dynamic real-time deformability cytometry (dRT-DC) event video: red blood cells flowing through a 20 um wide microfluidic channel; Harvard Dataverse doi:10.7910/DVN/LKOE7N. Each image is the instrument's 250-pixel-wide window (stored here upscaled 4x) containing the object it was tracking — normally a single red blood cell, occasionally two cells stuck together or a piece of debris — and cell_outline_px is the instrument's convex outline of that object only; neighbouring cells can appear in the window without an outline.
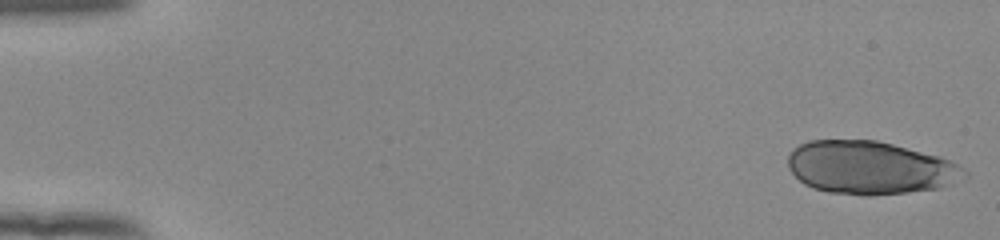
{"species": "human", "species_latin": "Homo sapiens", "temperature_condition": "room temperature", "stored_images_in_passage": 52, "camera_frame_rate_fps": 3000, "um_per_image_px": 0.085, "donor": {"sex": "female"}, "frame": {"image": 1, "passage_image": 1, "time_ms": 0.0, "image_size_px": [1000, 240], "cell_outline_px": [[968, 176], [952, 184], [940, 188], [908, 192], [868, 196], [864, 196], [828, 192], [812, 188], [804, 184], [788, 168], [788, 152], [792, 148], [808, 140], [876, 140], [940, 156], [964, 168], [968, 172]], "centroid_in_image_um": [73.94, 14.26], "position_along_channel_um": 11.1, "area_um2": 54.91}}
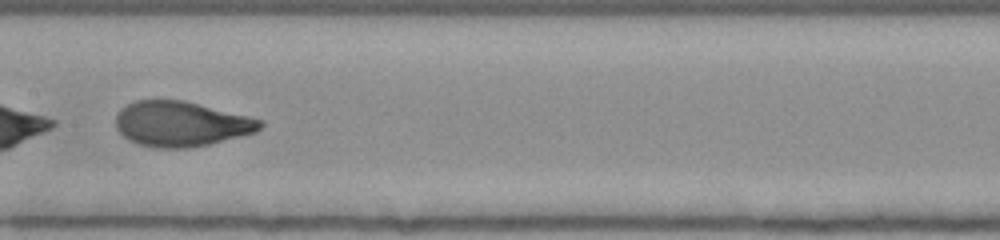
{"frame": {"image": 2, "passage_image": 28, "time_ms": 9.0, "image_size_px": [1000, 240], "cell_outline_px": [[264, 124], [256, 132], [208, 144], [188, 148], [156, 148], [140, 144], [124, 136], [116, 128], [116, 116], [120, 108], [136, 100], [184, 100], [264, 120]], "centroid_in_image_um": [15.4, 10.52], "position_along_channel_um": 192.0, "area_um2": 37.74}}
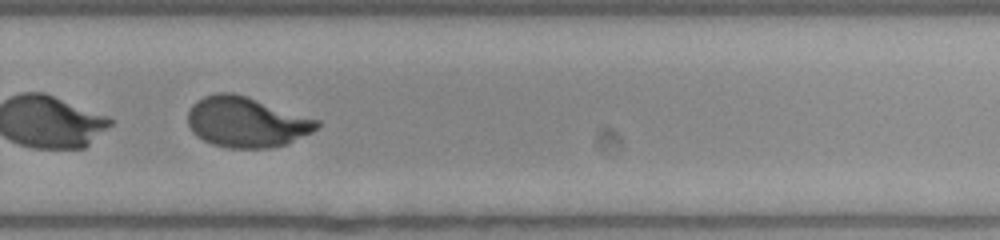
{"frame": {"image": 3, "passage_image": 37, "time_ms": 12.0, "image_size_px": [1000, 240], "cell_outline_px": [[320, 124], [312, 132], [288, 144], [272, 148], [228, 148], [212, 144], [196, 136], [192, 132], [188, 124], [188, 112], [192, 104], [196, 100], [204, 96], [216, 92], [232, 92], [320, 120]], "centroid_in_image_um": [20.92, 10.39], "position_along_channel_um": 308.9, "area_um2": 37.97}, "authors_computed_cell_mechanics": {"area_um2": 40.3733, "velocity_mm_per_s": 3.9123, "shape_relaxation_time_tau1_ms": 3.7353, "shape_relaxation_time_tau2_ms": null, "deformation_change_tau1": 0.2059, "deformation_change_tau2": null}}